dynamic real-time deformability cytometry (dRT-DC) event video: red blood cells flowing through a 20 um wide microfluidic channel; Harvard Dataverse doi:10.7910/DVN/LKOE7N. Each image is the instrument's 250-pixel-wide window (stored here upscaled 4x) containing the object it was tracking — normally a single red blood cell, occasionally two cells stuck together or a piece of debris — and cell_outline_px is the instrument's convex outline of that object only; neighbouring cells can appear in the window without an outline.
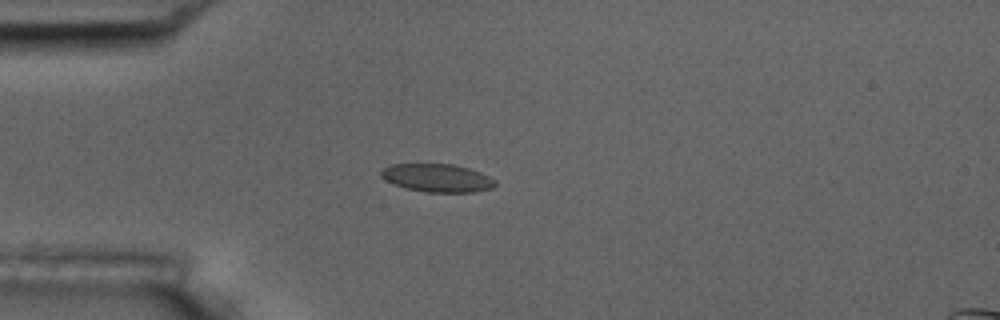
{"species": "common noctule bat (a hibernating species)", "species_latin": "Nyctalus noctula", "temperature_condition": "room temperature", "stored_images_in_passage": 8, "camera_frame_rate_fps": 3000, "um_per_image_px": 0.085, "animal": {"sex": "male", "body_mass_g": 17.5, "forearm_length_mm": 52.3}, "frame": {"image": 1, "passage_image": 4, "time_ms": 3.333, "image_size_px": [1000, 320], "cell_outline_px": [[496, 184], [492, 188], [472, 192], [428, 192], [404, 188], [380, 176], [380, 172], [384, 168], [392, 164], [456, 164], [480, 172], [496, 180]], "centroid_in_image_um": [37.19, 15.12], "position_along_channel_um": 47.8, "area_um2": 18.55}}
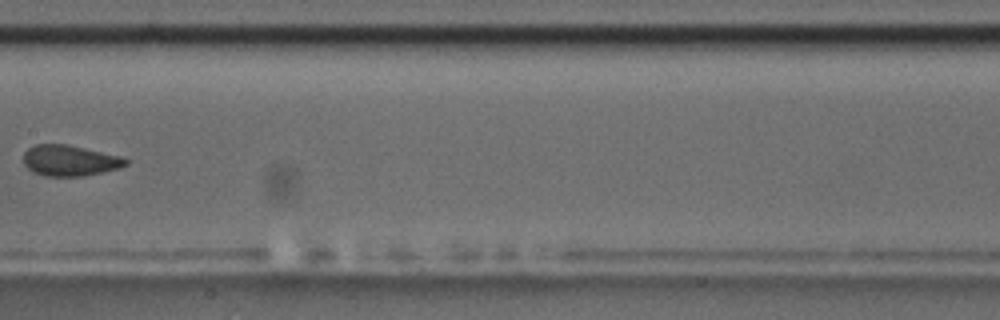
{"frame": {"image": 2, "passage_image": 8, "time_ms": 8.0, "image_size_px": [1000, 320], "cell_outline_px": [[128, 164], [120, 168], [80, 176], [48, 176], [36, 172], [28, 168], [24, 164], [24, 152], [28, 148], [36, 144], [68, 144], [120, 156], [128, 160]], "centroid_in_image_um": [5.93, 13.63], "position_along_channel_um": 201.5, "area_um2": 18.15}}